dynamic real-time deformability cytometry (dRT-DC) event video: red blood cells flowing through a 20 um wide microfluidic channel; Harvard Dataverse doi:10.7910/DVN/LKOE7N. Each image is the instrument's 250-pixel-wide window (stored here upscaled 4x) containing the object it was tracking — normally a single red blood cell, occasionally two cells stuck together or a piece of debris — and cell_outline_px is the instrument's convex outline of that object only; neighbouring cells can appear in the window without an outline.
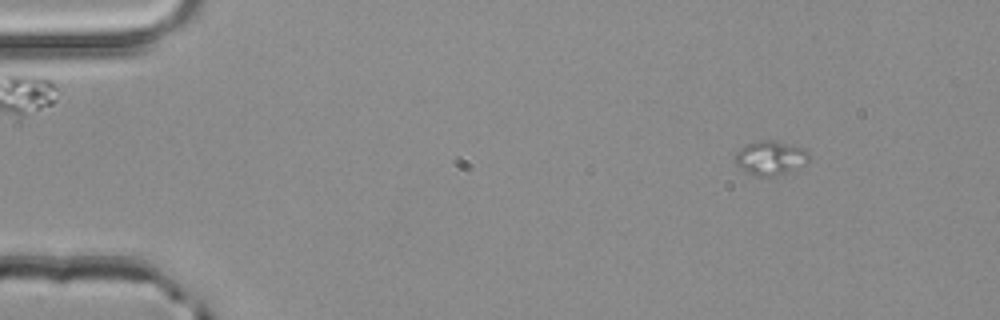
{"species": "common noctule bat (a hibernating species)", "species_latin": "Nyctalus noctula", "temperature_condition": "room temperature", "stored_images_in_passage": 47, "camera_frame_rate_fps": 3000, "um_per_image_px": 0.085, "animal": {"sex": "male", "body_mass_g": 20.4}, "frame": {"image": 1, "passage_image": 1, "time_ms": 0.0, "image_size_px": [1000, 320], "cell_outline_px": [[808, 160], [788, 172], [776, 176], [756, 176], [740, 168], [736, 164], [736, 152], [740, 148], [748, 144], [760, 140], [772, 140], [792, 144], [808, 148]], "centroid_in_image_um": [65.5, 13.4], "position_along_channel_um": 19.5, "area_um2": 14.57}}